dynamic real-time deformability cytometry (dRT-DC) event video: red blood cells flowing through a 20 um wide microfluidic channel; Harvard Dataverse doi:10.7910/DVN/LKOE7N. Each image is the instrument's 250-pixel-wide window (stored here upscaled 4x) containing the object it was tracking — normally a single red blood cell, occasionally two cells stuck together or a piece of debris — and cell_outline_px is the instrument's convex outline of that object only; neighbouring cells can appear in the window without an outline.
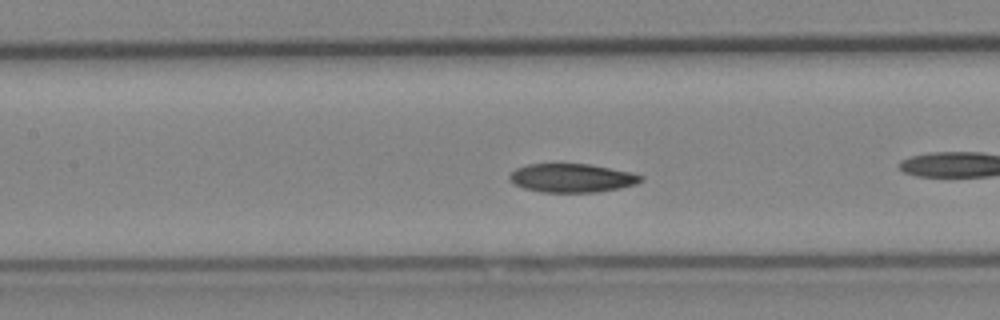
{"species": "Egyptian fruit bat (a non-hibernating species)", "species_latin": "Rousettus aegyptiacus", "temperature_condition": "cold", "stored_images_in_passage": 29, "camera_frame_rate_fps": 3000, "um_per_image_px": 0.085, "animal": {"sex": "female"}, "frame": {"image": 1, "passage_image": 8, "time_ms": 2.333, "image_size_px": [1000, 320], "cell_outline_px": [[644, 180], [636, 184], [620, 188], [596, 192], [540, 192], [524, 188], [512, 184], [508, 180], [508, 176], [516, 168], [528, 164], [588, 164], [632, 172], [644, 176]], "centroid_in_image_um": [48.6, 15.13], "position_along_channel_um": 158.8, "area_um2": 22.08}}
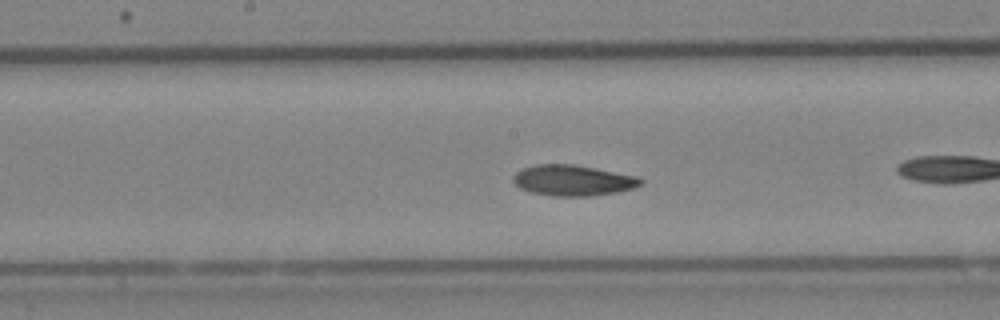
{"frame": {"image": 2, "passage_image": 11, "time_ms": 3.333, "image_size_px": [1000, 320], "cell_outline_px": [[644, 180], [636, 188], [616, 192], [592, 196], [552, 196], [532, 192], [520, 188], [512, 180], [512, 176], [516, 172], [524, 168], [536, 164], [572, 164], [636, 176]], "centroid_in_image_um": [48.69, 15.34], "position_along_channel_um": 199.5, "area_um2": 22.72}}
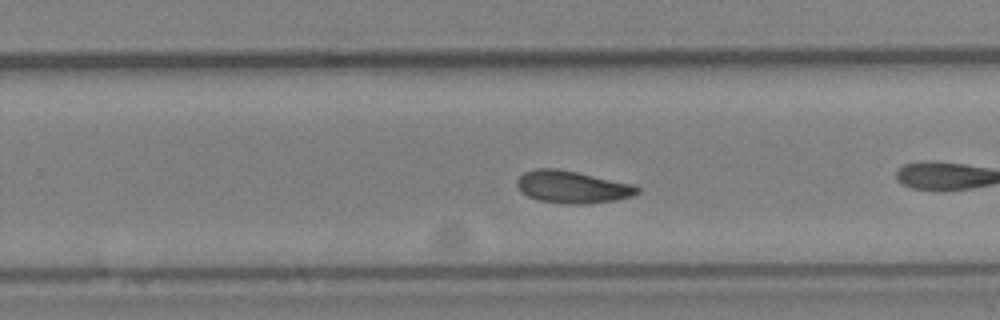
{"frame": {"image": 3, "passage_image": 17, "time_ms": 5.333, "image_size_px": [1000, 320], "cell_outline_px": [[640, 192], [632, 196], [616, 200], [584, 204], [568, 204], [536, 200], [520, 192], [516, 184], [516, 180], [524, 172], [536, 168], [556, 168], [636, 184], [640, 188]], "centroid_in_image_um": [48.65, 15.89], "position_along_channel_um": 281.2, "area_um2": 22.89}, "authors_computed_cell_mechanics": {"area_um2": 22.0218, "velocity_mm_per_s": 4.0957, "shape_relaxation_time_tau1_ms": 9.8559, "shape_relaxation_time_tau2_ms": null, "deformation_change_tau1": 0.1659, "deformation_change_tau2": null}}